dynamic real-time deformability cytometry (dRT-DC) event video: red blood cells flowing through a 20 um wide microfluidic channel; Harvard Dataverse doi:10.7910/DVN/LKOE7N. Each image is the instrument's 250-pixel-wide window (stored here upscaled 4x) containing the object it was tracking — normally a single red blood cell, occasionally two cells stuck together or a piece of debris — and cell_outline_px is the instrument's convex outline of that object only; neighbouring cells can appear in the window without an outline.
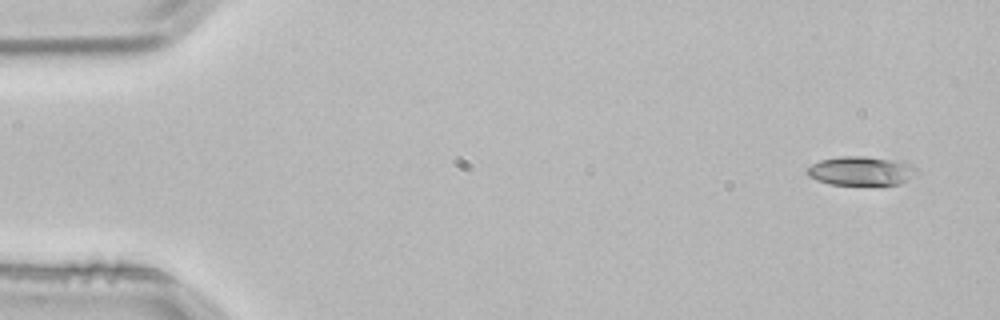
{"species": "common noctule bat (a hibernating species)", "species_latin": "Nyctalus noctula", "temperature_condition": "room temperature", "stored_images_in_passage": 7, "camera_frame_rate_fps": 3000, "um_per_image_px": 0.085, "animal": {"sex": "male", "body_mass_g": 21.5, "forearm_length_mm": 52.0}, "frame": {"image": 1, "passage_image": 1, "time_ms": 0.0, "image_size_px": [1000, 320], "cell_outline_px": [[916, 172], [908, 180], [900, 184], [828, 184], [816, 180], [808, 176], [808, 168], [812, 164], [820, 160], [840, 156], [864, 156], [904, 160], [912, 164], [916, 168]], "centroid_in_image_um": [73.22, 14.5], "position_along_channel_um": 11.8, "area_um2": 18.61}}